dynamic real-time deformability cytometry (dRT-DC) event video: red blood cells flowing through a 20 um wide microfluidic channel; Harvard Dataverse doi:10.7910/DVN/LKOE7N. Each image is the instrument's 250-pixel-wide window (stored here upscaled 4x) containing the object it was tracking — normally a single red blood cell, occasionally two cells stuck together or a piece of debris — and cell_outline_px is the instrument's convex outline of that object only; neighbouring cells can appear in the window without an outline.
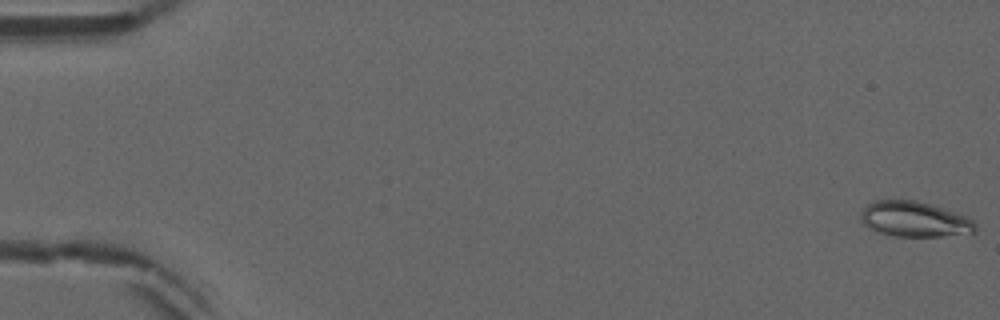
{"species": "common noctule bat (a hibernating species)", "species_latin": "Nyctalus noctula", "temperature_condition": "warm", "stored_images_in_passage": 53, "camera_frame_rate_fps": 3000, "um_per_image_px": 0.085, "animal": {"sex": "male", "forearm_length_mm": 52.5}, "frame": {"image": 1, "passage_image": 1, "time_ms": 0.0, "image_size_px": [1000, 320], "cell_outline_px": [[976, 232], [940, 236], [892, 236], [868, 228], [864, 224], [860, 216], [860, 212], [872, 200], [916, 200], [956, 212], [972, 220], [976, 224]], "centroid_in_image_um": [77.7, 18.63], "position_along_channel_um": 7.3, "area_um2": 23.47}}
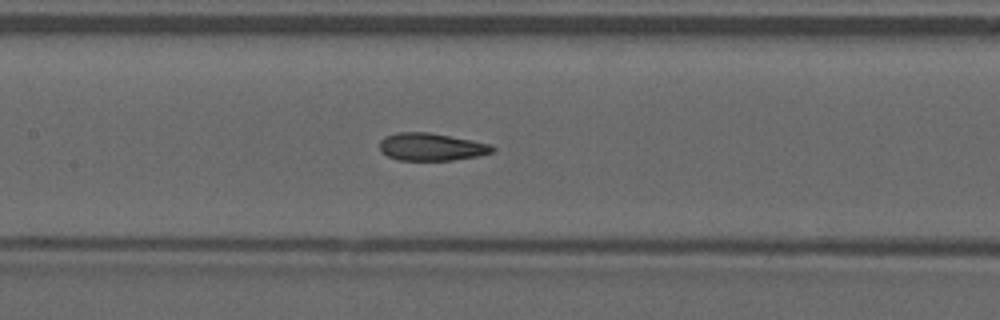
{"frame": {"image": 2, "passage_image": 26, "time_ms": 8.333, "image_size_px": [1000, 320], "cell_outline_px": [[496, 152], [476, 156], [452, 160], [396, 160], [388, 156], [380, 148], [380, 140], [384, 136], [396, 132], [428, 132], [472, 140], [492, 144], [496, 148]], "centroid_in_image_um": [36.69, 12.48], "position_along_channel_um": 170.7, "area_um2": 18.21}}
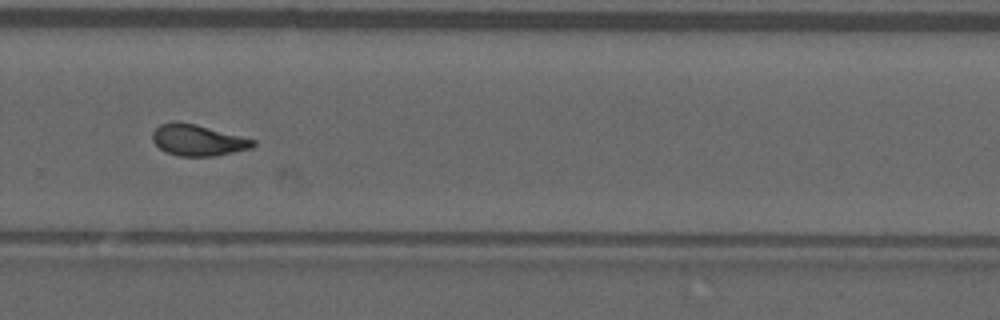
{"frame": {"image": 3, "passage_image": 37, "time_ms": 12.0, "image_size_px": [1000, 320], "cell_outline_px": [[256, 144], [252, 148], [212, 156], [180, 156], [168, 152], [160, 148], [152, 140], [152, 132], [160, 124], [176, 120], [196, 124], [256, 140]], "centroid_in_image_um": [16.8, 11.89], "position_along_channel_um": 313.0, "area_um2": 18.21}, "authors_computed_cell_mechanics": {"area_um2": 18.4382, "velocity_mm_per_s": 3.8939, "shape_relaxation_time_tau1_ms": null, "shape_relaxation_time_tau2_ms": 1.4631, "deformation_change_tau1": null, "deformation_change_tau2": 0.0969}}